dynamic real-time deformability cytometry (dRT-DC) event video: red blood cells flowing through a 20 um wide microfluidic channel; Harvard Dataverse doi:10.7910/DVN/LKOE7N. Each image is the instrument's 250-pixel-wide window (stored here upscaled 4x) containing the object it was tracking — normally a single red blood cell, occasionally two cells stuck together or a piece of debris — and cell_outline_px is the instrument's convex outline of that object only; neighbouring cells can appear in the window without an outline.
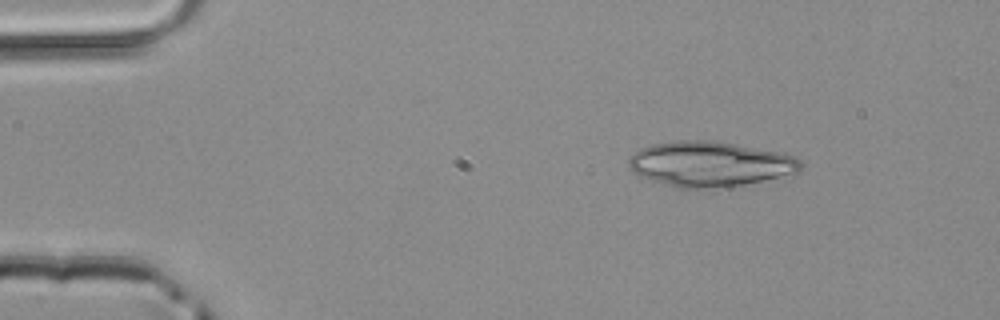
{"species": "common noctule bat (a hibernating species)", "species_latin": "Nyctalus noctula", "temperature_condition": "room temperature", "stored_images_in_passage": 48, "segment_of_instrument_passage": [1, 2], "camera_frame_rate_fps": 3000, "um_per_image_px": 0.085, "animal": {"sex": "male", "body_mass_g": 20.4}, "frame": {"image": 1, "passage_image": 7, "time_ms": 2.0, "image_size_px": [1000, 320], "cell_outline_px": [[800, 172], [764, 180], [744, 184], [708, 188], [680, 188], [640, 176], [632, 172], [628, 168], [628, 160], [640, 148], [652, 144], [676, 140], [712, 140], [784, 152], [800, 160]], "centroid_in_image_um": [60.34, 13.92], "position_along_channel_um": 24.7, "area_um2": 45.03}}